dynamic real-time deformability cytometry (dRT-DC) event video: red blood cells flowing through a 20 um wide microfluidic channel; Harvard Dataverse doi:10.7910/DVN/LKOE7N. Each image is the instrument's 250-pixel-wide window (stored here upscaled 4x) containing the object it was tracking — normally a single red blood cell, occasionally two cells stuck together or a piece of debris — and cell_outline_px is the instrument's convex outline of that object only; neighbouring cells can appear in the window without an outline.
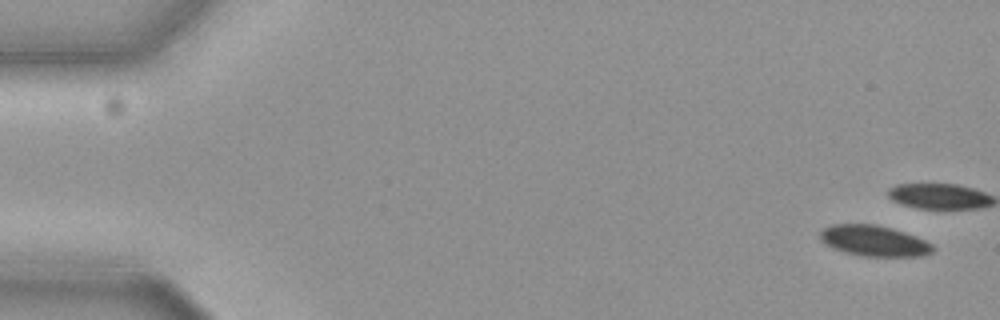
{"species": "common noctule bat (a hibernating species)", "species_latin": "Nyctalus noctula", "temperature_condition": "cold", "stored_images_in_passage": 14, "camera_frame_rate_fps": 3000, "um_per_image_px": 0.085, "animal": {"sex": "female", "body_mass_g": 19.3, "forearm_length_mm": 54.1}, "frame": {"image": 1, "passage_image": 1, "time_ms": 0.0, "image_size_px": [1000, 320], "cell_outline_px": [[936, 248], [932, 252], [920, 256], [864, 256], [848, 252], [836, 248], [820, 240], [820, 232], [824, 228], [832, 224], [876, 224], [892, 228], [904, 232], [924, 240], [932, 244]], "centroid_in_image_um": [74.32, 20.46], "position_along_channel_um": 10.7, "area_um2": 19.88}}